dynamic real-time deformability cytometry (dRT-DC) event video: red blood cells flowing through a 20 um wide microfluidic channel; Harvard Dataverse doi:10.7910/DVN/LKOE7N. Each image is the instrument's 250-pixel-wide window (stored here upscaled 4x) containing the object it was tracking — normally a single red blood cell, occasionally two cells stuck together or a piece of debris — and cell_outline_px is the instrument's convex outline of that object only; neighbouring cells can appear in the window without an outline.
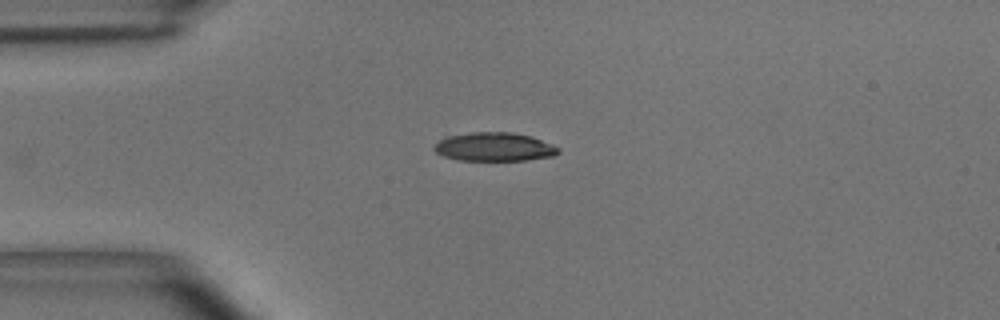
{"species": "common noctule bat (a hibernating species)", "species_latin": "Nyctalus noctula", "temperature_condition": "room temperature", "stored_images_in_passage": 33, "camera_frame_rate_fps": 3000, "um_per_image_px": 0.085, "animal": {"sex": "male", "body_mass_g": 15.6}, "frame": {"image": 1, "passage_image": 1, "time_ms": 0.0, "image_size_px": [1000, 320], "cell_outline_px": [[560, 152], [552, 156], [524, 160], [456, 160], [444, 156], [436, 152], [432, 148], [444, 136], [472, 132], [512, 132], [532, 136], [552, 144], [560, 148]], "centroid_in_image_um": [42.01, 12.47], "position_along_channel_um": 43.0, "area_um2": 20.81}}
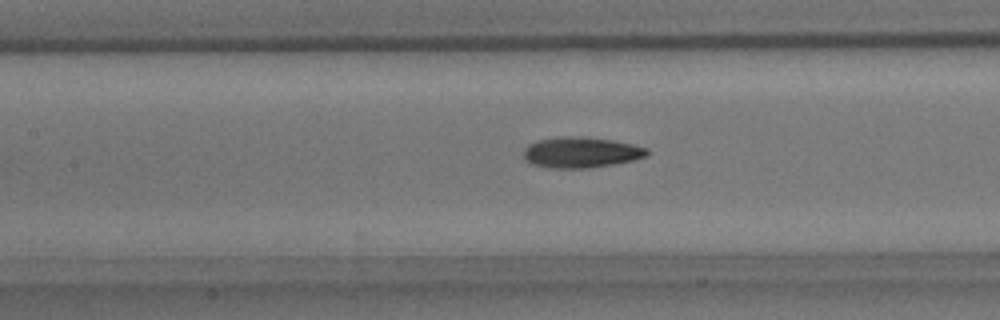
{"frame": {"image": 2, "passage_image": 12, "time_ms": 3.667, "image_size_px": [1000, 320], "cell_outline_px": [[652, 152], [648, 156], [632, 160], [612, 164], [588, 168], [548, 168], [532, 164], [524, 160], [524, 148], [528, 144], [540, 140], [568, 136], [612, 140], [632, 144], [648, 148]], "centroid_in_image_um": [49.4, 12.97], "position_along_channel_um": 158.0, "area_um2": 21.96}}
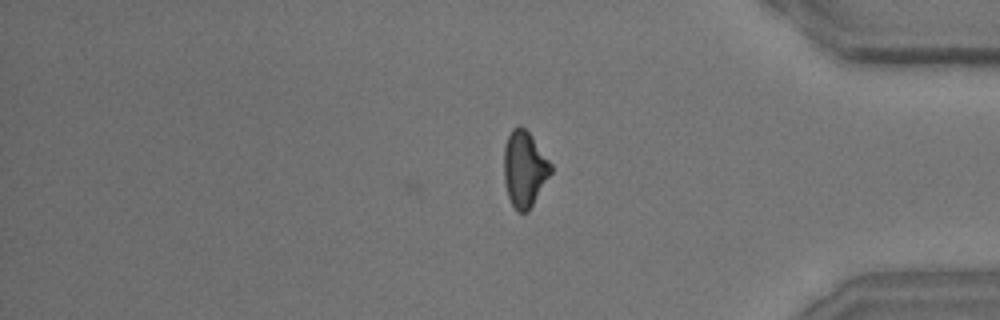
{"frame": {"image": 3, "passage_image": 33, "time_ms": 10.667, "image_size_px": [1000, 320], "cell_outline_px": [[552, 172], [528, 212], [516, 212], [508, 196], [504, 180], [504, 148], [508, 136], [512, 128], [520, 124], [532, 136], [552, 164]], "centroid_in_image_um": [44.58, 14.36], "position_along_channel_um": 390.6, "area_um2": 20.75}, "authors_computed_cell_mechanics": {"area_um2": 20.9814, "velocity_mm_per_s": 3.6442, "shape_relaxation_time_tau1_ms": 0.597, "shape_relaxation_time_tau2_ms": 5.6582, "deformation_change_tau1": 0.0065, "deformation_change_tau2": 0.1277}}